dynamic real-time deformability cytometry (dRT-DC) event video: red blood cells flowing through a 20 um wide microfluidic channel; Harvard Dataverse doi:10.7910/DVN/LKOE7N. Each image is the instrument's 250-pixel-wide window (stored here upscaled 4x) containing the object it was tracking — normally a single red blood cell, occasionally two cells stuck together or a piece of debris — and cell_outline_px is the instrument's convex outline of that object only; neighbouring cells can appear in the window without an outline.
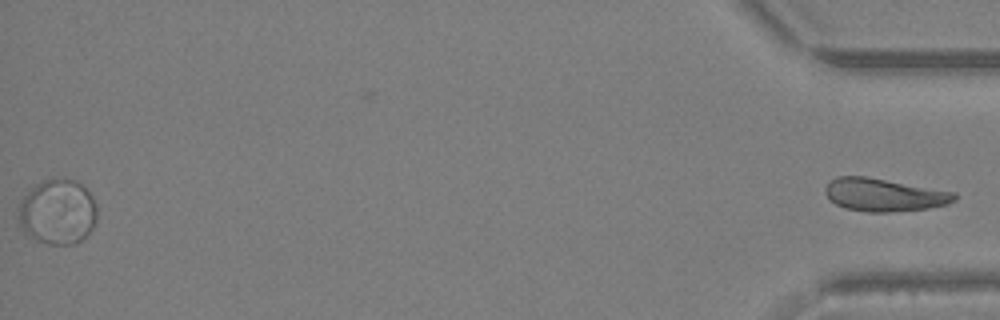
{"species": "Egyptian fruit bat (a non-hibernating species)", "species_latin": "Rousettus aegyptiacus", "temperature_condition": "warm", "stored_images_in_passage": 32, "segment_of_instrument_passage": [2, 2], "camera_frame_rate_fps": 3000, "um_per_image_px": 0.085, "animal": {"sex": "female"}, "frame": {"image": 1, "passage_image": 32, "time_ms": 10.333, "image_size_px": [1000, 320], "cell_outline_px": [[956, 200], [948, 204], [928, 208], [888, 212], [868, 212], [844, 208], [828, 200], [824, 192], [824, 188], [828, 180], [836, 176], [864, 176], [956, 192]], "centroid_in_image_um": [75.09, 16.56], "position_along_channel_um": 360.1, "area_um2": 24.91}}